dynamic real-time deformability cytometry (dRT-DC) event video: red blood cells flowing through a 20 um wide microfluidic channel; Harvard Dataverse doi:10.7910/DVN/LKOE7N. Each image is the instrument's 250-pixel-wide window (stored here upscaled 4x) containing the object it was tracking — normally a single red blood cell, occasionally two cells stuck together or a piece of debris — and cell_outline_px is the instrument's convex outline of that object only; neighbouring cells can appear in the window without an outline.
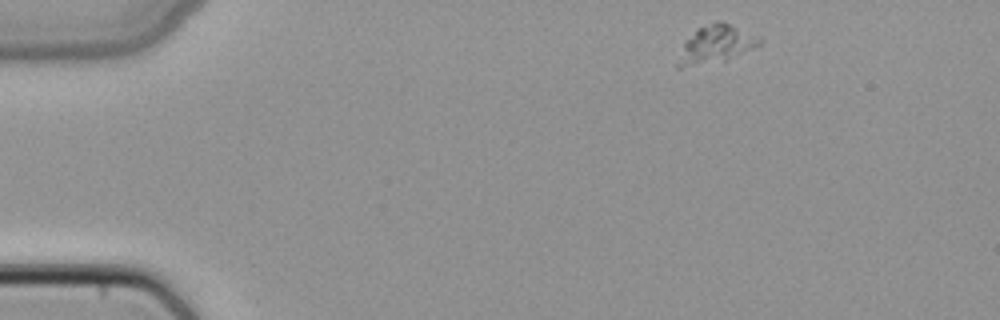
{"species": "common noctule bat (a hibernating species)", "species_latin": "Nyctalus noctula", "temperature_condition": "cold", "stored_images_in_passage": 3, "camera_frame_rate_fps": 3000, "um_per_image_px": 0.085, "animal": {"sex": "female", "body_mass_g": 22.7, "forearm_length_mm": 54.2}, "frame": {"image": 1, "passage_image": 1, "time_ms": 0.0, "image_size_px": [1000, 320], "cell_outline_px": [[764, 40], [760, 44], [752, 48], [724, 60], [680, 68], [676, 68], [676, 64], [684, 40], [696, 28], [716, 20], [720, 20], [764, 36]], "centroid_in_image_um": [60.86, 3.71], "position_along_channel_um": 24.1, "area_um2": 18.21}}
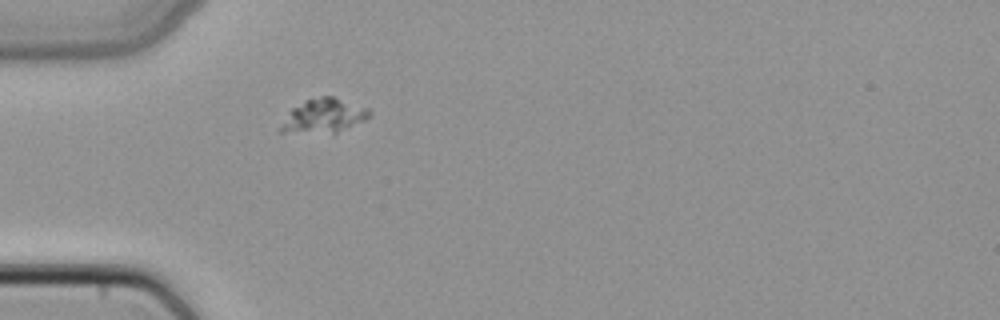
{"frame": {"image": 2, "passage_image": 3, "time_ms": 0.667, "image_size_px": [1000, 320], "cell_outline_px": [[372, 116], [364, 120], [336, 132], [276, 132], [292, 108], [304, 100], [320, 96], [332, 96], [368, 108], [372, 112]], "centroid_in_image_um": [27.52, 9.83], "position_along_channel_um": 57.5, "area_um2": 17.28}}